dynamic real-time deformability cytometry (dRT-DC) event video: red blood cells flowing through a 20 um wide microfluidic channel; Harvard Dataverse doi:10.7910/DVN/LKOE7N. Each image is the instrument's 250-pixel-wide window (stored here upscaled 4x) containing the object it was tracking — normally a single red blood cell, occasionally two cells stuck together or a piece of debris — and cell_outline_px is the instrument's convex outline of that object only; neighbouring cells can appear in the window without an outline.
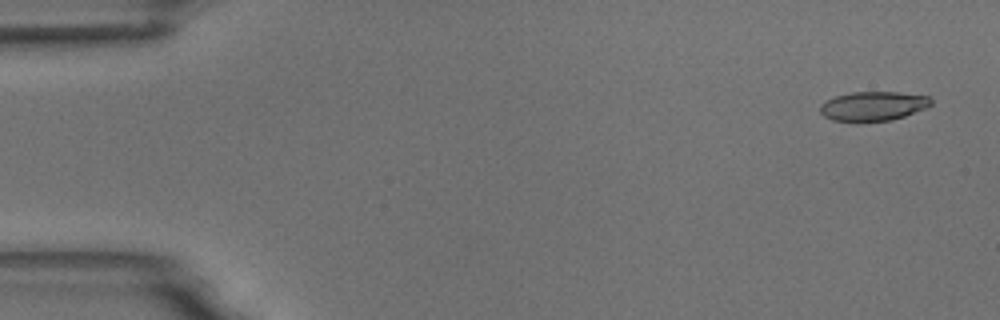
{"species": "common noctule bat (a hibernating species)", "species_latin": "Nyctalus noctula", "temperature_condition": "room temperature", "stored_images_in_passage": 8, "camera_frame_rate_fps": 3000, "um_per_image_px": 0.085, "animal": {"sex": "male", "body_mass_g": 18.8}, "frame": {"image": 1, "passage_image": 1, "time_ms": 0.0, "image_size_px": [1000, 320], "cell_outline_px": [[932, 104], [928, 108], [892, 120], [832, 120], [824, 116], [820, 112], [820, 104], [824, 100], [836, 96], [852, 92], [896, 92], [928, 96], [932, 100]], "centroid_in_image_um": [74.23, 9.0], "position_along_channel_um": 10.8, "area_um2": 18.73}}
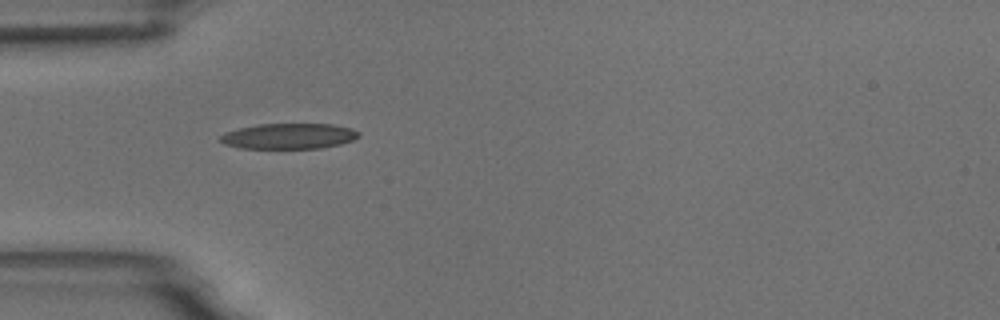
{"frame": {"image": 2, "passage_image": 5, "time_ms": 4.667, "image_size_px": [1000, 320], "cell_outline_px": [[360, 136], [352, 140], [340, 144], [320, 148], [240, 148], [224, 144], [220, 140], [220, 136], [224, 132], [240, 128], [260, 124], [332, 124], [352, 128], [360, 132]], "centroid_in_image_um": [24.57, 11.57], "position_along_channel_um": 60.4, "area_um2": 20.58}}